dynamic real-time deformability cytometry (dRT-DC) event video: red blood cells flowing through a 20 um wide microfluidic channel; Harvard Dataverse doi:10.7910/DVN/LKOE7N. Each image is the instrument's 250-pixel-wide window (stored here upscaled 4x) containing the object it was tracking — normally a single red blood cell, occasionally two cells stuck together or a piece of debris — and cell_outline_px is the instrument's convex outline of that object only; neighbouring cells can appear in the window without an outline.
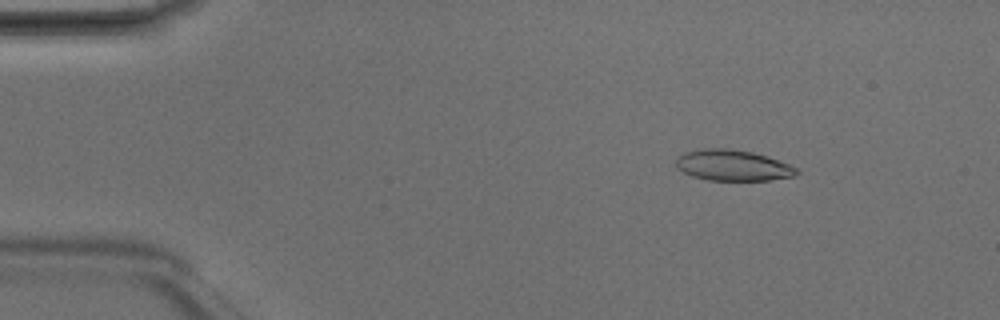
{"species": "Egyptian fruit bat (a non-hibernating species)", "species_latin": "Rousettus aegyptiacus", "temperature_condition": "room temperature", "stored_images_in_passage": 49, "camera_frame_rate_fps": 3000, "um_per_image_px": 0.085, "animal": {"sex": "male"}, "frame": {"image": 1, "passage_image": 7, "time_ms": 2.0, "image_size_px": [1000, 320], "cell_outline_px": [[800, 172], [796, 176], [768, 180], [708, 180], [692, 176], [676, 168], [676, 160], [684, 152], [704, 148], [728, 148], [752, 152], [788, 164], [796, 168]], "centroid_in_image_um": [62.26, 14.06], "position_along_channel_um": 22.7, "area_um2": 21.56}}
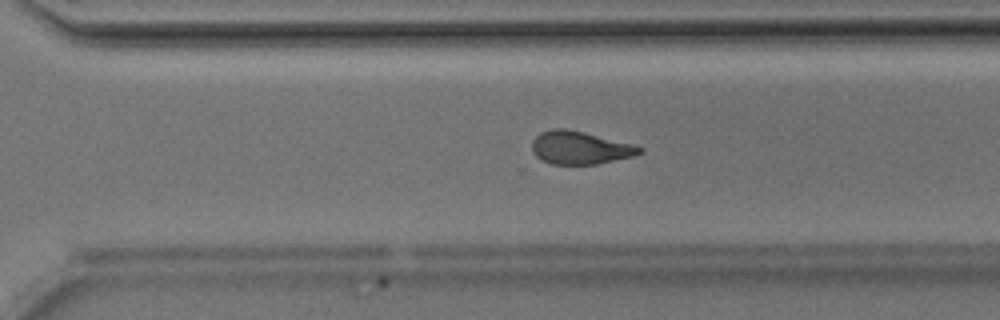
{"frame": {"image": 2, "passage_image": 34, "time_ms": 11.0, "image_size_px": [1000, 320], "cell_outline_px": [[644, 152], [632, 156], [596, 164], [552, 164], [540, 160], [532, 152], [532, 140], [540, 132], [552, 128], [564, 128], [584, 132], [632, 144], [644, 148]], "centroid_in_image_um": [49.26, 12.55], "position_along_channel_um": 321.3, "area_um2": 20.63}}
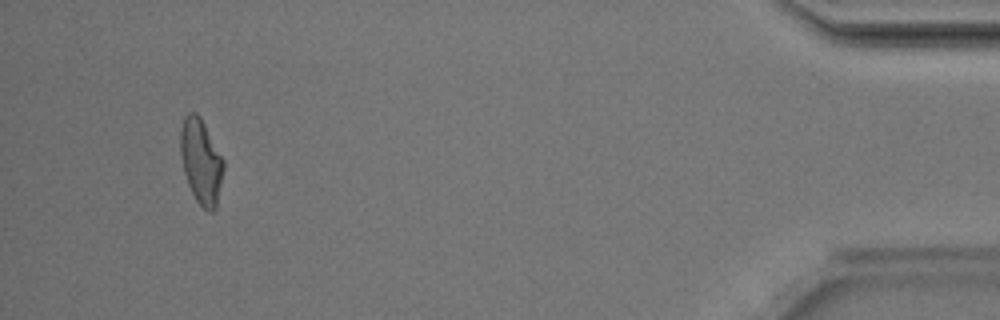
{"frame": {"image": 3, "passage_image": 46, "time_ms": 15.0, "image_size_px": [1000, 320], "cell_outline_px": [[224, 168], [216, 208], [212, 212], [208, 212], [196, 200], [188, 184], [184, 172], [180, 156], [180, 128], [184, 116], [188, 112], [196, 112], [200, 116], [224, 160]], "centroid_in_image_um": [17.08, 13.7], "position_along_channel_um": 418.1, "area_um2": 21.39}, "authors_computed_cell_mechanics": {"area_um2": 21.386, "velocity_mm_per_s": 4.1989, "shape_relaxation_time_tau1_ms": 8.805, "shape_relaxation_time_tau2_ms": 2.2297, "deformation_change_tau1": 0.2446, "deformation_change_tau2": 0.1019}}